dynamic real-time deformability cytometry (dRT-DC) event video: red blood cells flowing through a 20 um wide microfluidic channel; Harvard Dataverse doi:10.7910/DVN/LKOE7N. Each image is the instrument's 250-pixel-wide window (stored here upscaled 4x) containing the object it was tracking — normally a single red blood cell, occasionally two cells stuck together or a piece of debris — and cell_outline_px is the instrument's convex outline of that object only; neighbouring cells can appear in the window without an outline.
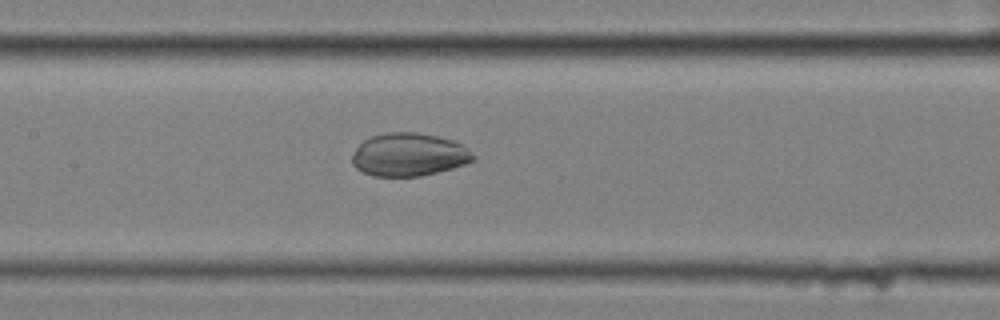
{"species": "common noctule bat (a hibernating species)", "species_latin": "Nyctalus noctula", "temperature_condition": "cold", "stored_images_in_passage": 45, "camera_frame_rate_fps": 3000, "um_per_image_px": 0.085, "animal": {"sex": "female", "body_mass_g": 25.1}, "frame": {"image": 1, "passage_image": 22, "time_ms": 7.0, "image_size_px": [1000, 320], "cell_outline_px": [[476, 160], [452, 168], [420, 176], [372, 176], [356, 168], [352, 164], [352, 156], [356, 148], [368, 136], [384, 132], [416, 132], [436, 136], [452, 140], [460, 144], [476, 156]], "centroid_in_image_um": [34.73, 13.14], "position_along_channel_um": 172.7, "area_um2": 30.35}}
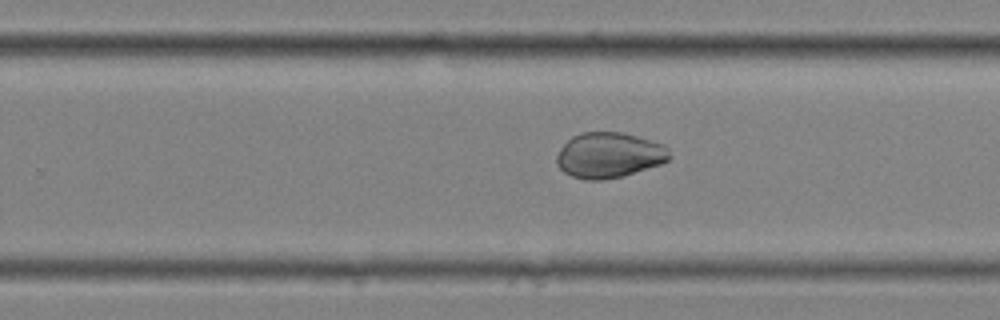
{"frame": {"image": 2, "passage_image": 31, "time_ms": 10.0, "image_size_px": [1000, 320], "cell_outline_px": [[672, 156], [668, 160], [660, 164], [624, 176], [604, 180], [584, 180], [572, 176], [564, 172], [556, 164], [556, 156], [560, 148], [572, 136], [580, 132], [624, 132], [664, 144], [668, 148]], "centroid_in_image_um": [51.77, 13.19], "position_along_channel_um": 278.0, "area_um2": 30.17}}
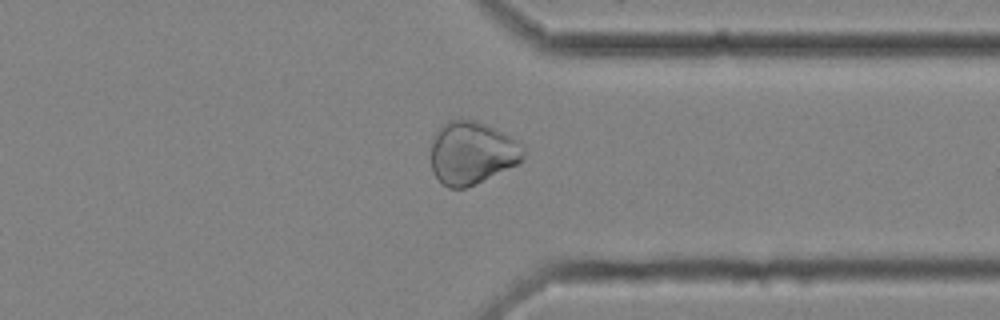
{"frame": {"image": 3, "passage_image": 39, "time_ms": 12.667, "image_size_px": [1000, 320], "cell_outline_px": [[524, 152], [520, 164], [464, 188], [448, 188], [436, 176], [432, 168], [432, 144], [436, 132], [448, 120], [460, 116], [476, 120], [504, 132], [524, 144]], "centroid_in_image_um": [40.15, 12.95], "position_along_channel_um": 371.2, "area_um2": 34.04}}